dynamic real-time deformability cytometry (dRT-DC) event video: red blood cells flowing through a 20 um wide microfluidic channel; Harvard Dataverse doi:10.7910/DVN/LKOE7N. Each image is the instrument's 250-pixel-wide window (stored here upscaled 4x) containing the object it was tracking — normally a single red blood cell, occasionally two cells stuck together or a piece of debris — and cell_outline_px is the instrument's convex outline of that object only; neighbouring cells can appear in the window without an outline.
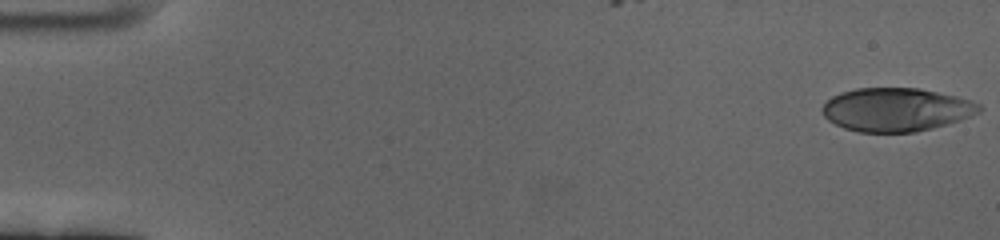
{"species": "human", "species_latin": "Homo sapiens", "temperature_condition": "cold", "stored_images_in_passage": 60, "camera_frame_rate_fps": 3000, "um_per_image_px": 0.085, "donor": {"sex": "female"}, "frame": {"image": 1, "passage_image": 1, "time_ms": 0.0, "image_size_px": [1000, 240], "cell_outline_px": [[984, 108], [980, 112], [972, 116], [960, 120], [932, 128], [916, 132], [856, 132], [844, 128], [828, 120], [824, 116], [820, 108], [832, 96], [840, 92], [856, 88], [920, 88], [956, 96], [972, 100], [980, 104]], "centroid_in_image_um": [76.19, 9.31], "position_along_channel_um": 8.8, "area_um2": 40.0}}
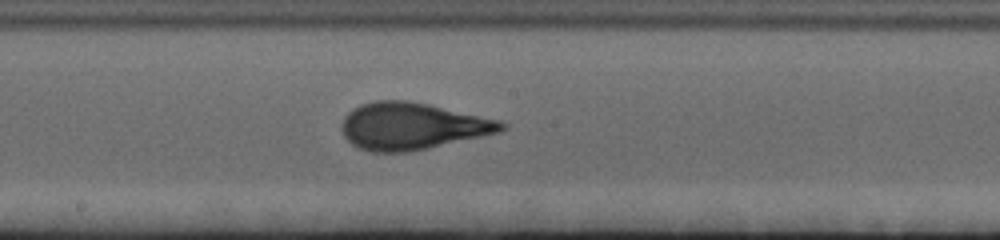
{"frame": {"image": 2, "passage_image": 33, "time_ms": 10.667, "image_size_px": [1000, 240], "cell_outline_px": [[508, 128], [500, 132], [428, 148], [404, 152], [372, 152], [360, 148], [352, 144], [344, 136], [340, 124], [344, 116], [352, 108], [360, 104], [372, 100], [408, 100], [428, 104], [500, 120], [508, 124]], "centroid_in_image_um": [35.02, 10.71], "position_along_channel_um": 213.2, "area_um2": 43.81}}
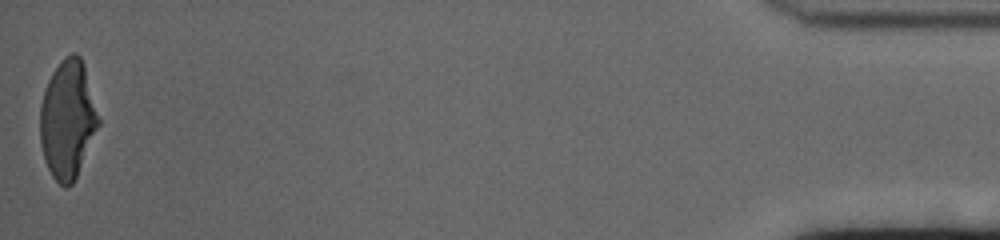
{"frame": {"image": 3, "passage_image": 60, "time_ms": 19.667, "image_size_px": [1000, 240], "cell_outline_px": [[100, 124], [76, 176], [72, 184], [68, 188], [64, 188], [52, 176], [44, 160], [40, 144], [40, 104], [44, 88], [52, 72], [60, 60], [64, 56], [72, 52], [76, 52], [80, 56], [84, 64], [100, 120]], "centroid_in_image_um": [5.73, 10.13], "position_along_channel_um": 429.5, "area_um2": 40.46}, "authors_computed_cell_mechanics": {"area_um2": 41.1536, "velocity_mm_per_s": 3.3766, "shape_relaxation_time_tau1_ms": 4.7095, "shape_relaxation_time_tau2_ms": 0.8061, "deformation_change_tau1": 0.215, "deformation_change_tau2": 0.0869}}